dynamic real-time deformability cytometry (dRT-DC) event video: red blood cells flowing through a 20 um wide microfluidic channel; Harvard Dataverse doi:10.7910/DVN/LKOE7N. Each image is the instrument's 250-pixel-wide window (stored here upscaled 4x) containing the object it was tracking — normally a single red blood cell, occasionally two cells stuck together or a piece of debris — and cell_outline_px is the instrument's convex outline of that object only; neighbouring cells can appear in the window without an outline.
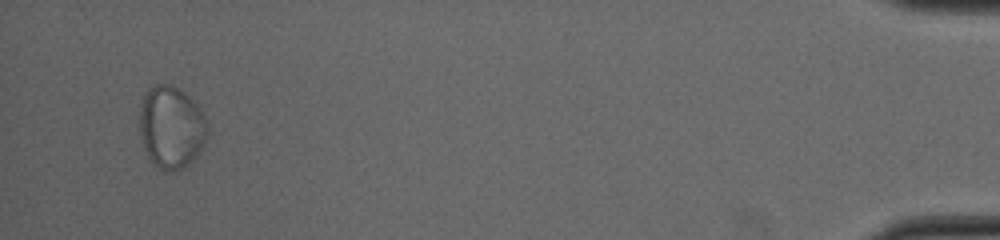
{"species": "common noctule bat (a hibernating species)", "species_latin": "Nyctalus noctula", "temperature_condition": "cold", "stored_images_in_passage": 36, "segment_of_instrument_passage": [2, 2], "camera_frame_rate_fps": 3000, "um_per_image_px": 0.085, "animal": {"sex": "male", "body_mass_g": 19.0, "forearm_length_mm": 50.8}, "frame": {"image": 1, "passage_image": 35, "time_ms": 11.333, "image_size_px": [1000, 240], "cell_outline_px": [[200, 144], [196, 152], [184, 164], [176, 168], [164, 168], [156, 164], [152, 160], [144, 144], [140, 128], [144, 96], [152, 88], [172, 88], [180, 92], [200, 112]], "centroid_in_image_um": [14.43, 10.83], "position_along_channel_um": 420.8, "area_um2": 27.92}}